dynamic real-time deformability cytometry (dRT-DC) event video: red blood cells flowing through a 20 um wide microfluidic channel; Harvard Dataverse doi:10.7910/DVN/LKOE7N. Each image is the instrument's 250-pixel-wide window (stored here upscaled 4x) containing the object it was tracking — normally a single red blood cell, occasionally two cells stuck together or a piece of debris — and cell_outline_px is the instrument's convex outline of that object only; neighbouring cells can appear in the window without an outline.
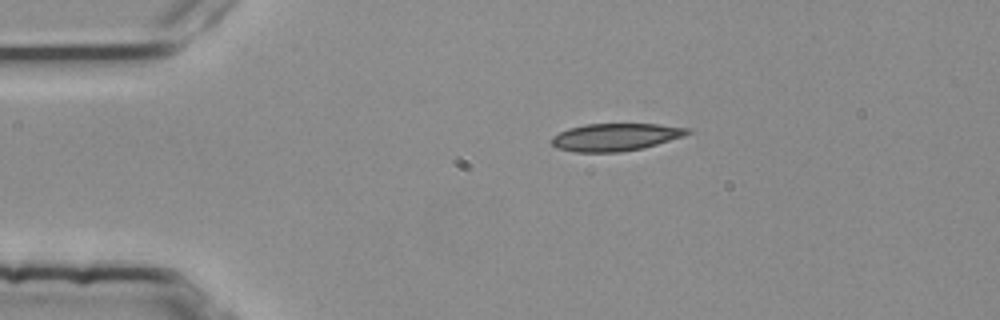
{"species": "common noctule bat (a hibernating species)", "species_latin": "Nyctalus noctula", "temperature_condition": "room temperature", "stored_images_in_passage": 2, "camera_frame_rate_fps": 3000, "um_per_image_px": 0.085, "animal": {"sex": "female", "body_mass_g": 25.1}, "frame": {"image": 1, "passage_image": 1, "time_ms": 0.0, "image_size_px": [1000, 320], "cell_outline_px": [[692, 132], [684, 136], [644, 148], [620, 152], [572, 152], [556, 148], [548, 140], [552, 136], [568, 128], [584, 124], [660, 124], [692, 128]], "centroid_in_image_um": [52.31, 11.65], "position_along_channel_um": 32.7, "area_um2": 22.14}}